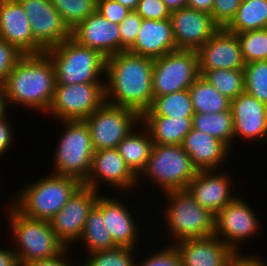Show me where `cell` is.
Listing matches in <instances>:
<instances>
[{
  "instance_id": "cell-1",
  "label": "cell",
  "mask_w": 267,
  "mask_h": 266,
  "mask_svg": "<svg viewBox=\"0 0 267 266\" xmlns=\"http://www.w3.org/2000/svg\"><path fill=\"white\" fill-rule=\"evenodd\" d=\"M154 59L129 51L106 58L105 102L134 110L140 116L153 102Z\"/></svg>"
},
{
  "instance_id": "cell-2",
  "label": "cell",
  "mask_w": 267,
  "mask_h": 266,
  "mask_svg": "<svg viewBox=\"0 0 267 266\" xmlns=\"http://www.w3.org/2000/svg\"><path fill=\"white\" fill-rule=\"evenodd\" d=\"M56 76L45 54L23 55L2 83L9 105L46 114L54 97Z\"/></svg>"
},
{
  "instance_id": "cell-3",
  "label": "cell",
  "mask_w": 267,
  "mask_h": 266,
  "mask_svg": "<svg viewBox=\"0 0 267 266\" xmlns=\"http://www.w3.org/2000/svg\"><path fill=\"white\" fill-rule=\"evenodd\" d=\"M51 174L30 182L18 191L12 205L24 216L51 220L83 185L75 177Z\"/></svg>"
},
{
  "instance_id": "cell-4",
  "label": "cell",
  "mask_w": 267,
  "mask_h": 266,
  "mask_svg": "<svg viewBox=\"0 0 267 266\" xmlns=\"http://www.w3.org/2000/svg\"><path fill=\"white\" fill-rule=\"evenodd\" d=\"M44 53L53 64L56 84L105 83L106 58L72 37Z\"/></svg>"
},
{
  "instance_id": "cell-5",
  "label": "cell",
  "mask_w": 267,
  "mask_h": 266,
  "mask_svg": "<svg viewBox=\"0 0 267 266\" xmlns=\"http://www.w3.org/2000/svg\"><path fill=\"white\" fill-rule=\"evenodd\" d=\"M164 221L174 245L180 241L215 235V215L200 206L187 190L165 192Z\"/></svg>"
},
{
  "instance_id": "cell-6",
  "label": "cell",
  "mask_w": 267,
  "mask_h": 266,
  "mask_svg": "<svg viewBox=\"0 0 267 266\" xmlns=\"http://www.w3.org/2000/svg\"><path fill=\"white\" fill-rule=\"evenodd\" d=\"M9 204L6 215L16 242L13 251L17 255L19 265L34 260L51 259L67 249L55 235L49 221L26 217L11 202Z\"/></svg>"
},
{
  "instance_id": "cell-7",
  "label": "cell",
  "mask_w": 267,
  "mask_h": 266,
  "mask_svg": "<svg viewBox=\"0 0 267 266\" xmlns=\"http://www.w3.org/2000/svg\"><path fill=\"white\" fill-rule=\"evenodd\" d=\"M200 173V169L183 149L182 145L154 144L148 162L138 176L151 180L161 192L186 190L189 182Z\"/></svg>"
},
{
  "instance_id": "cell-8",
  "label": "cell",
  "mask_w": 267,
  "mask_h": 266,
  "mask_svg": "<svg viewBox=\"0 0 267 266\" xmlns=\"http://www.w3.org/2000/svg\"><path fill=\"white\" fill-rule=\"evenodd\" d=\"M64 128L53 153V174L72 176L82 183L92 165L94 149L87 124L83 120L61 121Z\"/></svg>"
},
{
  "instance_id": "cell-9",
  "label": "cell",
  "mask_w": 267,
  "mask_h": 266,
  "mask_svg": "<svg viewBox=\"0 0 267 266\" xmlns=\"http://www.w3.org/2000/svg\"><path fill=\"white\" fill-rule=\"evenodd\" d=\"M90 132L94 151L117 148L141 122L134 110L104 102L89 117L83 120Z\"/></svg>"
},
{
  "instance_id": "cell-10",
  "label": "cell",
  "mask_w": 267,
  "mask_h": 266,
  "mask_svg": "<svg viewBox=\"0 0 267 266\" xmlns=\"http://www.w3.org/2000/svg\"><path fill=\"white\" fill-rule=\"evenodd\" d=\"M200 76L194 50H175L155 58L153 65V97L189 89Z\"/></svg>"
},
{
  "instance_id": "cell-11",
  "label": "cell",
  "mask_w": 267,
  "mask_h": 266,
  "mask_svg": "<svg viewBox=\"0 0 267 266\" xmlns=\"http://www.w3.org/2000/svg\"><path fill=\"white\" fill-rule=\"evenodd\" d=\"M104 84H56L47 116L59 121L85 120L105 102Z\"/></svg>"
},
{
  "instance_id": "cell-12",
  "label": "cell",
  "mask_w": 267,
  "mask_h": 266,
  "mask_svg": "<svg viewBox=\"0 0 267 266\" xmlns=\"http://www.w3.org/2000/svg\"><path fill=\"white\" fill-rule=\"evenodd\" d=\"M241 195H237L215 215V235L235 253H240V242L260 231L258 216Z\"/></svg>"
},
{
  "instance_id": "cell-13",
  "label": "cell",
  "mask_w": 267,
  "mask_h": 266,
  "mask_svg": "<svg viewBox=\"0 0 267 266\" xmlns=\"http://www.w3.org/2000/svg\"><path fill=\"white\" fill-rule=\"evenodd\" d=\"M99 193L92 188L82 185L64 207L49 220L55 235L67 248H70L80 239L86 219L89 212L96 205Z\"/></svg>"
},
{
  "instance_id": "cell-14",
  "label": "cell",
  "mask_w": 267,
  "mask_h": 266,
  "mask_svg": "<svg viewBox=\"0 0 267 266\" xmlns=\"http://www.w3.org/2000/svg\"><path fill=\"white\" fill-rule=\"evenodd\" d=\"M26 12L34 40L46 51L72 37L50 0H17Z\"/></svg>"
},
{
  "instance_id": "cell-15",
  "label": "cell",
  "mask_w": 267,
  "mask_h": 266,
  "mask_svg": "<svg viewBox=\"0 0 267 266\" xmlns=\"http://www.w3.org/2000/svg\"><path fill=\"white\" fill-rule=\"evenodd\" d=\"M101 181L104 185L107 183L111 188L122 192H130L138 187V177L116 148L94 151L91 170L83 185L100 192Z\"/></svg>"
},
{
  "instance_id": "cell-16",
  "label": "cell",
  "mask_w": 267,
  "mask_h": 266,
  "mask_svg": "<svg viewBox=\"0 0 267 266\" xmlns=\"http://www.w3.org/2000/svg\"><path fill=\"white\" fill-rule=\"evenodd\" d=\"M170 20L177 50L197 51L220 28L211 14L188 7L171 12Z\"/></svg>"
},
{
  "instance_id": "cell-17",
  "label": "cell",
  "mask_w": 267,
  "mask_h": 266,
  "mask_svg": "<svg viewBox=\"0 0 267 266\" xmlns=\"http://www.w3.org/2000/svg\"><path fill=\"white\" fill-rule=\"evenodd\" d=\"M199 71L212 69H244L237 34L220 27L214 35L197 51Z\"/></svg>"
},
{
  "instance_id": "cell-18",
  "label": "cell",
  "mask_w": 267,
  "mask_h": 266,
  "mask_svg": "<svg viewBox=\"0 0 267 266\" xmlns=\"http://www.w3.org/2000/svg\"><path fill=\"white\" fill-rule=\"evenodd\" d=\"M0 39L23 55L45 52L34 40L27 14L17 0H0Z\"/></svg>"
},
{
  "instance_id": "cell-19",
  "label": "cell",
  "mask_w": 267,
  "mask_h": 266,
  "mask_svg": "<svg viewBox=\"0 0 267 266\" xmlns=\"http://www.w3.org/2000/svg\"><path fill=\"white\" fill-rule=\"evenodd\" d=\"M234 125V141H264L267 143V104L243 92L231 100ZM236 138V139H235ZM266 142V143H265Z\"/></svg>"
},
{
  "instance_id": "cell-20",
  "label": "cell",
  "mask_w": 267,
  "mask_h": 266,
  "mask_svg": "<svg viewBox=\"0 0 267 266\" xmlns=\"http://www.w3.org/2000/svg\"><path fill=\"white\" fill-rule=\"evenodd\" d=\"M72 38L105 58L121 52L119 24L110 22L97 10L72 30Z\"/></svg>"
},
{
  "instance_id": "cell-21",
  "label": "cell",
  "mask_w": 267,
  "mask_h": 266,
  "mask_svg": "<svg viewBox=\"0 0 267 266\" xmlns=\"http://www.w3.org/2000/svg\"><path fill=\"white\" fill-rule=\"evenodd\" d=\"M96 205L102 210L104 227L111 234L114 244L117 247L137 248L142 235L139 234L138 222L133 219V213L125 201L101 194Z\"/></svg>"
},
{
  "instance_id": "cell-22",
  "label": "cell",
  "mask_w": 267,
  "mask_h": 266,
  "mask_svg": "<svg viewBox=\"0 0 267 266\" xmlns=\"http://www.w3.org/2000/svg\"><path fill=\"white\" fill-rule=\"evenodd\" d=\"M216 170L200 171L193 178L186 190L200 204L216 215L237 195L231 190V178L226 172ZM232 192V193H231Z\"/></svg>"
},
{
  "instance_id": "cell-23",
  "label": "cell",
  "mask_w": 267,
  "mask_h": 266,
  "mask_svg": "<svg viewBox=\"0 0 267 266\" xmlns=\"http://www.w3.org/2000/svg\"><path fill=\"white\" fill-rule=\"evenodd\" d=\"M182 266H226L235 252L216 235L174 244Z\"/></svg>"
},
{
  "instance_id": "cell-24",
  "label": "cell",
  "mask_w": 267,
  "mask_h": 266,
  "mask_svg": "<svg viewBox=\"0 0 267 266\" xmlns=\"http://www.w3.org/2000/svg\"><path fill=\"white\" fill-rule=\"evenodd\" d=\"M177 50L170 19H143L131 53L153 59Z\"/></svg>"
},
{
  "instance_id": "cell-25",
  "label": "cell",
  "mask_w": 267,
  "mask_h": 266,
  "mask_svg": "<svg viewBox=\"0 0 267 266\" xmlns=\"http://www.w3.org/2000/svg\"><path fill=\"white\" fill-rule=\"evenodd\" d=\"M182 147L200 171L221 170L219 167L227 161L231 150L224 142L193 127L185 136Z\"/></svg>"
},
{
  "instance_id": "cell-26",
  "label": "cell",
  "mask_w": 267,
  "mask_h": 266,
  "mask_svg": "<svg viewBox=\"0 0 267 266\" xmlns=\"http://www.w3.org/2000/svg\"><path fill=\"white\" fill-rule=\"evenodd\" d=\"M193 117L141 116L142 125L148 130L153 144L182 145L192 129Z\"/></svg>"
},
{
  "instance_id": "cell-27",
  "label": "cell",
  "mask_w": 267,
  "mask_h": 266,
  "mask_svg": "<svg viewBox=\"0 0 267 266\" xmlns=\"http://www.w3.org/2000/svg\"><path fill=\"white\" fill-rule=\"evenodd\" d=\"M153 145L148 130L140 122L139 127L136 126L121 140L116 149L127 166L138 177L148 162Z\"/></svg>"
},
{
  "instance_id": "cell-28",
  "label": "cell",
  "mask_w": 267,
  "mask_h": 266,
  "mask_svg": "<svg viewBox=\"0 0 267 266\" xmlns=\"http://www.w3.org/2000/svg\"><path fill=\"white\" fill-rule=\"evenodd\" d=\"M188 90L195 113H218L231 110V100L222 95L201 75Z\"/></svg>"
},
{
  "instance_id": "cell-29",
  "label": "cell",
  "mask_w": 267,
  "mask_h": 266,
  "mask_svg": "<svg viewBox=\"0 0 267 266\" xmlns=\"http://www.w3.org/2000/svg\"><path fill=\"white\" fill-rule=\"evenodd\" d=\"M192 127L219 139L233 149L234 125L231 110L218 113H195Z\"/></svg>"
},
{
  "instance_id": "cell-30",
  "label": "cell",
  "mask_w": 267,
  "mask_h": 266,
  "mask_svg": "<svg viewBox=\"0 0 267 266\" xmlns=\"http://www.w3.org/2000/svg\"><path fill=\"white\" fill-rule=\"evenodd\" d=\"M225 28L235 34L267 28V0H242L235 17Z\"/></svg>"
},
{
  "instance_id": "cell-31",
  "label": "cell",
  "mask_w": 267,
  "mask_h": 266,
  "mask_svg": "<svg viewBox=\"0 0 267 266\" xmlns=\"http://www.w3.org/2000/svg\"><path fill=\"white\" fill-rule=\"evenodd\" d=\"M102 210L95 205L89 212L86 219L85 227L77 243L82 242L88 254L97 251L111 250L117 248L113 238L108 230L104 227ZM86 245V246H85Z\"/></svg>"
},
{
  "instance_id": "cell-32",
  "label": "cell",
  "mask_w": 267,
  "mask_h": 266,
  "mask_svg": "<svg viewBox=\"0 0 267 266\" xmlns=\"http://www.w3.org/2000/svg\"><path fill=\"white\" fill-rule=\"evenodd\" d=\"M195 114L188 89L153 99L149 110L141 116L193 117Z\"/></svg>"
},
{
  "instance_id": "cell-33",
  "label": "cell",
  "mask_w": 267,
  "mask_h": 266,
  "mask_svg": "<svg viewBox=\"0 0 267 266\" xmlns=\"http://www.w3.org/2000/svg\"><path fill=\"white\" fill-rule=\"evenodd\" d=\"M200 75L230 100L245 92L243 69H212L200 71Z\"/></svg>"
},
{
  "instance_id": "cell-34",
  "label": "cell",
  "mask_w": 267,
  "mask_h": 266,
  "mask_svg": "<svg viewBox=\"0 0 267 266\" xmlns=\"http://www.w3.org/2000/svg\"><path fill=\"white\" fill-rule=\"evenodd\" d=\"M72 31L96 10V0H50Z\"/></svg>"
},
{
  "instance_id": "cell-35",
  "label": "cell",
  "mask_w": 267,
  "mask_h": 266,
  "mask_svg": "<svg viewBox=\"0 0 267 266\" xmlns=\"http://www.w3.org/2000/svg\"><path fill=\"white\" fill-rule=\"evenodd\" d=\"M245 63L267 60V28L237 33Z\"/></svg>"
},
{
  "instance_id": "cell-36",
  "label": "cell",
  "mask_w": 267,
  "mask_h": 266,
  "mask_svg": "<svg viewBox=\"0 0 267 266\" xmlns=\"http://www.w3.org/2000/svg\"><path fill=\"white\" fill-rule=\"evenodd\" d=\"M135 248L117 247L111 250H103L87 254V261L79 263V266H136L133 257ZM89 255V256H88Z\"/></svg>"
},
{
  "instance_id": "cell-37",
  "label": "cell",
  "mask_w": 267,
  "mask_h": 266,
  "mask_svg": "<svg viewBox=\"0 0 267 266\" xmlns=\"http://www.w3.org/2000/svg\"><path fill=\"white\" fill-rule=\"evenodd\" d=\"M243 70L245 92L267 104V60L249 62Z\"/></svg>"
},
{
  "instance_id": "cell-38",
  "label": "cell",
  "mask_w": 267,
  "mask_h": 266,
  "mask_svg": "<svg viewBox=\"0 0 267 266\" xmlns=\"http://www.w3.org/2000/svg\"><path fill=\"white\" fill-rule=\"evenodd\" d=\"M141 24L142 17L135 11H131L119 24V32L121 36V52L128 51L134 45Z\"/></svg>"
},
{
  "instance_id": "cell-39",
  "label": "cell",
  "mask_w": 267,
  "mask_h": 266,
  "mask_svg": "<svg viewBox=\"0 0 267 266\" xmlns=\"http://www.w3.org/2000/svg\"><path fill=\"white\" fill-rule=\"evenodd\" d=\"M136 263H138L136 266H182L179 253L172 244H168L167 247L164 245L162 250L160 248L146 257L144 261Z\"/></svg>"
},
{
  "instance_id": "cell-40",
  "label": "cell",
  "mask_w": 267,
  "mask_h": 266,
  "mask_svg": "<svg viewBox=\"0 0 267 266\" xmlns=\"http://www.w3.org/2000/svg\"><path fill=\"white\" fill-rule=\"evenodd\" d=\"M242 0H214L212 18L219 27H226L235 17Z\"/></svg>"
},
{
  "instance_id": "cell-41",
  "label": "cell",
  "mask_w": 267,
  "mask_h": 266,
  "mask_svg": "<svg viewBox=\"0 0 267 266\" xmlns=\"http://www.w3.org/2000/svg\"><path fill=\"white\" fill-rule=\"evenodd\" d=\"M143 19H170L171 12L162 0H139L134 10Z\"/></svg>"
},
{
  "instance_id": "cell-42",
  "label": "cell",
  "mask_w": 267,
  "mask_h": 266,
  "mask_svg": "<svg viewBox=\"0 0 267 266\" xmlns=\"http://www.w3.org/2000/svg\"><path fill=\"white\" fill-rule=\"evenodd\" d=\"M22 56L14 46L0 39V86Z\"/></svg>"
},
{
  "instance_id": "cell-43",
  "label": "cell",
  "mask_w": 267,
  "mask_h": 266,
  "mask_svg": "<svg viewBox=\"0 0 267 266\" xmlns=\"http://www.w3.org/2000/svg\"><path fill=\"white\" fill-rule=\"evenodd\" d=\"M96 10L110 22L120 24L131 12L115 0H96Z\"/></svg>"
},
{
  "instance_id": "cell-44",
  "label": "cell",
  "mask_w": 267,
  "mask_h": 266,
  "mask_svg": "<svg viewBox=\"0 0 267 266\" xmlns=\"http://www.w3.org/2000/svg\"><path fill=\"white\" fill-rule=\"evenodd\" d=\"M70 248H67L62 254L51 258V259H43V260H34L20 266H75L71 263V257L67 255V252H70ZM69 250V251H68ZM68 256V257H67ZM69 259V260H68ZM78 266V265H76Z\"/></svg>"
},
{
  "instance_id": "cell-45",
  "label": "cell",
  "mask_w": 267,
  "mask_h": 266,
  "mask_svg": "<svg viewBox=\"0 0 267 266\" xmlns=\"http://www.w3.org/2000/svg\"><path fill=\"white\" fill-rule=\"evenodd\" d=\"M8 118L0 121V157L7 153L11 144L13 145V127Z\"/></svg>"
},
{
  "instance_id": "cell-46",
  "label": "cell",
  "mask_w": 267,
  "mask_h": 266,
  "mask_svg": "<svg viewBox=\"0 0 267 266\" xmlns=\"http://www.w3.org/2000/svg\"><path fill=\"white\" fill-rule=\"evenodd\" d=\"M0 266H20L13 249L0 248Z\"/></svg>"
},
{
  "instance_id": "cell-47",
  "label": "cell",
  "mask_w": 267,
  "mask_h": 266,
  "mask_svg": "<svg viewBox=\"0 0 267 266\" xmlns=\"http://www.w3.org/2000/svg\"><path fill=\"white\" fill-rule=\"evenodd\" d=\"M213 4L214 0H187L186 7L211 14Z\"/></svg>"
},
{
  "instance_id": "cell-48",
  "label": "cell",
  "mask_w": 267,
  "mask_h": 266,
  "mask_svg": "<svg viewBox=\"0 0 267 266\" xmlns=\"http://www.w3.org/2000/svg\"><path fill=\"white\" fill-rule=\"evenodd\" d=\"M9 102L7 100L6 94L2 86H0V121L6 119L8 115L6 114L9 108Z\"/></svg>"
},
{
  "instance_id": "cell-49",
  "label": "cell",
  "mask_w": 267,
  "mask_h": 266,
  "mask_svg": "<svg viewBox=\"0 0 267 266\" xmlns=\"http://www.w3.org/2000/svg\"><path fill=\"white\" fill-rule=\"evenodd\" d=\"M226 266H248V255H243L242 252L235 253Z\"/></svg>"
},
{
  "instance_id": "cell-50",
  "label": "cell",
  "mask_w": 267,
  "mask_h": 266,
  "mask_svg": "<svg viewBox=\"0 0 267 266\" xmlns=\"http://www.w3.org/2000/svg\"><path fill=\"white\" fill-rule=\"evenodd\" d=\"M170 12L180 10L187 6V0H162Z\"/></svg>"
},
{
  "instance_id": "cell-51",
  "label": "cell",
  "mask_w": 267,
  "mask_h": 266,
  "mask_svg": "<svg viewBox=\"0 0 267 266\" xmlns=\"http://www.w3.org/2000/svg\"><path fill=\"white\" fill-rule=\"evenodd\" d=\"M248 266H267V263L263 261L262 257L260 258L250 253V255H248Z\"/></svg>"
},
{
  "instance_id": "cell-52",
  "label": "cell",
  "mask_w": 267,
  "mask_h": 266,
  "mask_svg": "<svg viewBox=\"0 0 267 266\" xmlns=\"http://www.w3.org/2000/svg\"><path fill=\"white\" fill-rule=\"evenodd\" d=\"M115 1L119 2L126 8L130 9L131 11H134L136 9L139 0H115Z\"/></svg>"
}]
</instances>
